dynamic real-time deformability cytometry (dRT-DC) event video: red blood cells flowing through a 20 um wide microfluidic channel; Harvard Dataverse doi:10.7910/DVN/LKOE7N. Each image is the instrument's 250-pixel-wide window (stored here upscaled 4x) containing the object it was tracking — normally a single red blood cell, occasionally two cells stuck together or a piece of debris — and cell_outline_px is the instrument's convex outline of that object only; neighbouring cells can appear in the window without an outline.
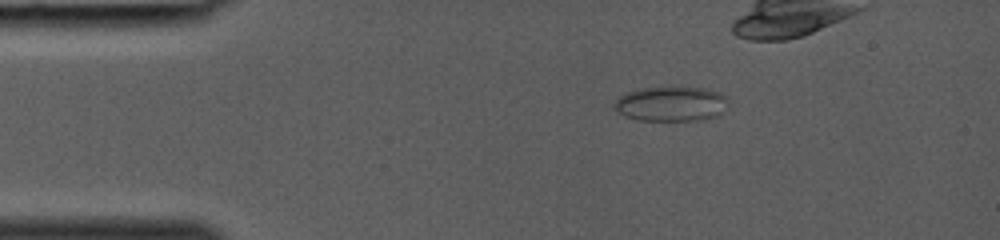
{"species": "common noctule bat (a hibernating species)", "species_latin": "Nyctalus noctula", "temperature_condition": "room temperature", "stored_images_in_passage": 26, "camera_frame_rate_fps": 3000, "um_per_image_px": 0.085, "animal": {"sex": "female", "body_mass_g": 19.0, "forearm_length_mm": 53.3}, "frame": {"image": 1, "passage_image": 1, "time_ms": 0.0, "image_size_px": [1000, 240], "cell_outline_px": [[728, 100], [724, 112], [720, 116], [700, 120], [636, 120], [624, 116], [612, 108], [612, 104], [620, 96], [628, 92], [640, 88], [704, 88], [716, 92], [724, 96]], "centroid_in_image_um": [57.02, 8.85], "position_along_channel_um": 28.0, "area_um2": 23.06}}
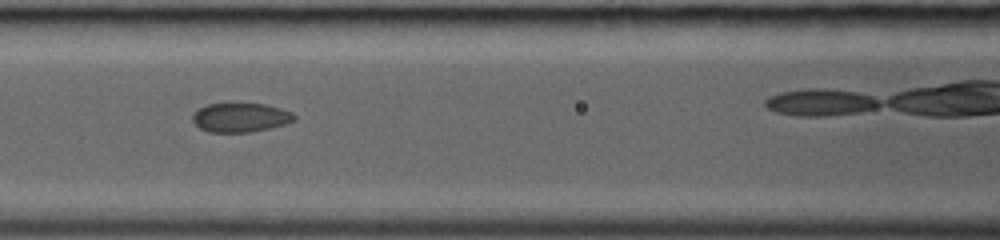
{"frame": {"image": 2, "passage_image": 11, "time_ms": 3.333, "image_size_px": [1000, 240], "cell_outline_px": [[296, 120], [284, 124], [252, 132], [208, 132], [200, 128], [192, 120], [192, 116], [200, 108], [208, 104], [240, 100], [268, 104], [292, 112], [296, 116]], "centroid_in_image_um": [20.46, 9.93], "position_along_channel_um": 146.1, "area_um2": 17.98}}
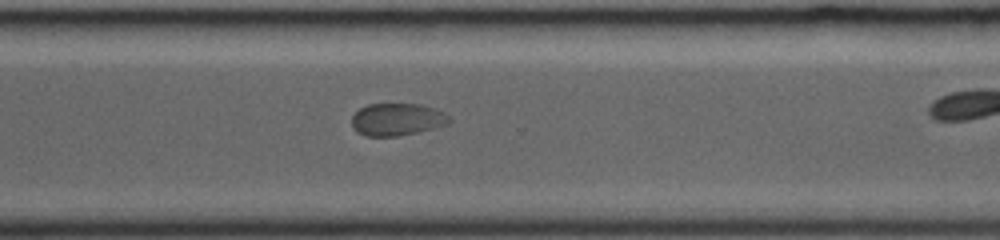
{"frame": {"image": 3, "passage_image": 22, "time_ms": 7.0, "image_size_px": [1000, 240], "cell_outline_px": [[452, 120], [448, 124], [420, 132], [396, 136], [364, 136], [356, 132], [352, 128], [352, 116], [360, 108], [368, 104], [420, 104], [436, 108], [452, 116]], "centroid_in_image_um": [33.78, 10.15], "position_along_channel_um": 336.8, "area_um2": 18.73}}